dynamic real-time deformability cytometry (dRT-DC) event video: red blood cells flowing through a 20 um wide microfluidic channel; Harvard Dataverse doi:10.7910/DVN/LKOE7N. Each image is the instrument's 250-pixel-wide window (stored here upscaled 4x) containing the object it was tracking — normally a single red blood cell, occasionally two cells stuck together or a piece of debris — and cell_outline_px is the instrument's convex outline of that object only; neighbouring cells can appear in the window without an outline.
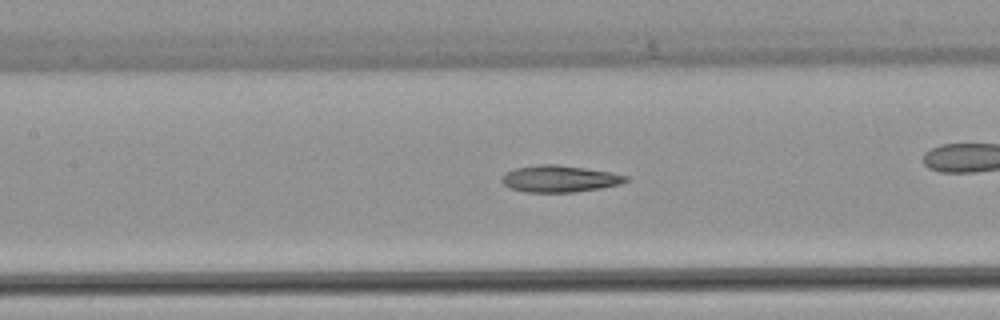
{"species": "common noctule bat (a hibernating species)", "species_latin": "Nyctalus noctula", "temperature_condition": "warm", "stored_images_in_passage": 30, "camera_frame_rate_fps": 3000, "um_per_image_px": 0.085, "animal": {"sex": "female", "body_mass_g": 22.7, "forearm_length_mm": 54.2}, "frame": {"image": 1, "passage_image": 5, "time_ms": 1.333, "image_size_px": [1000, 320], "cell_outline_px": [[632, 180], [620, 184], [600, 188], [572, 192], [524, 192], [508, 188], [500, 180], [500, 176], [504, 172], [516, 168], [540, 164], [556, 164], [612, 172], [628, 176]], "centroid_in_image_um": [47.54, 15.19], "position_along_channel_um": 159.9, "area_um2": 19.54}}
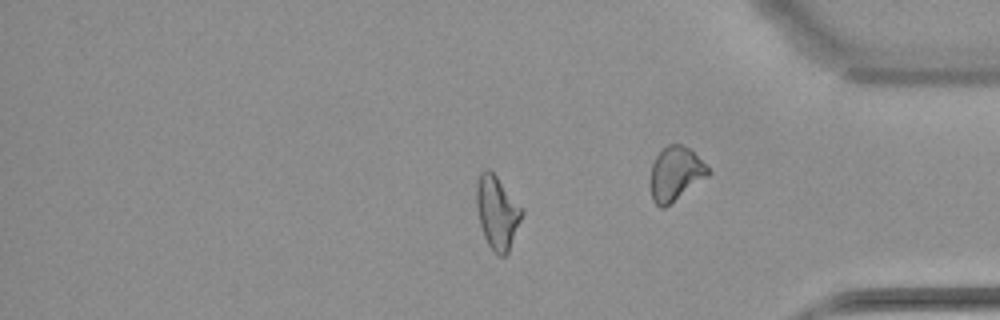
{"frame": {"image": 2, "passage_image": 22, "time_ms": 7.0, "image_size_px": [1000, 320], "cell_outline_px": [[524, 212], [508, 252], [504, 256], [496, 256], [488, 244], [484, 236], [480, 224], [476, 208], [476, 184], [480, 172], [484, 168], [488, 168], [496, 176], [524, 208]], "centroid_in_image_um": [42.25, 18.04], "position_along_channel_um": 392.9, "area_um2": 19.54}}